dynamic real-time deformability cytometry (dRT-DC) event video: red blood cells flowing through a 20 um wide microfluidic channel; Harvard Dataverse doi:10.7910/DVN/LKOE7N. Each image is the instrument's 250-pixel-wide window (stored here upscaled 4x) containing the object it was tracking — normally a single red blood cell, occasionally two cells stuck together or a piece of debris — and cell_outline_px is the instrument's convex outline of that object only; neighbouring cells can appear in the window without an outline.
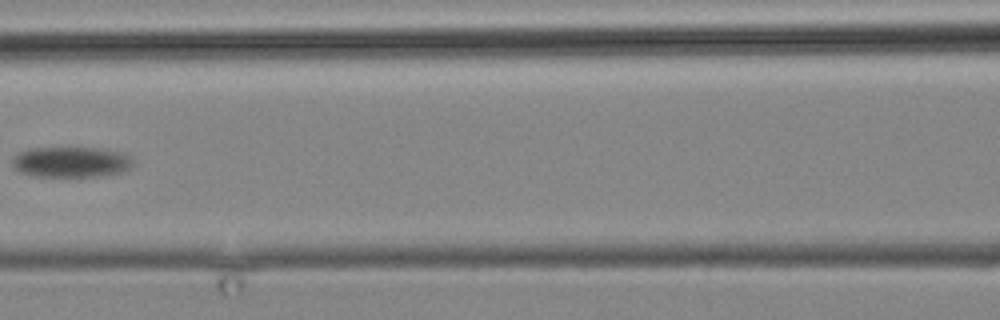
{"species": "common noctule bat (a hibernating species)", "species_latin": "Nyctalus noctula", "temperature_condition": "cold", "stored_images_in_passage": 6, "camera_frame_rate_fps": 3000, "um_per_image_px": 0.085, "animal": {"sex": "male", "body_mass_g": 19.2, "forearm_length_mm": 51.8}, "frame": {"image": 1, "passage_image": 6, "time_ms": 5.667, "image_size_px": [1000, 320], "cell_outline_px": [[132, 164], [128, 168], [120, 172], [104, 176], [28, 176], [20, 172], [12, 164], [12, 160], [20, 152], [32, 148], [100, 148], [120, 152], [128, 156], [132, 160]], "centroid_in_image_um": [6.02, 13.78], "position_along_channel_um": 160.6, "area_um2": 21.27}}